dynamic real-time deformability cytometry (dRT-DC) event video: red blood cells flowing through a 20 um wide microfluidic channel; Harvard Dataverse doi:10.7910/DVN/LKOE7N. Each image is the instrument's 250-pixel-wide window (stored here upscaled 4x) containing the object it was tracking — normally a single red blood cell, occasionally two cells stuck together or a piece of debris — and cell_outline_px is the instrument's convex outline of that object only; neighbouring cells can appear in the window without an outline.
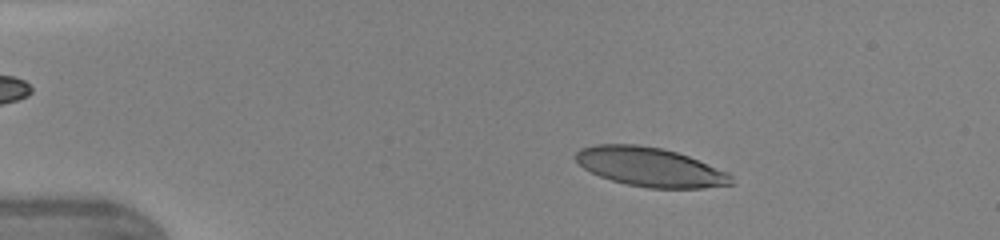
{"species": "human", "species_latin": "Homo sapiens", "temperature_condition": "warm", "stored_images_in_passage": 46, "camera_frame_rate_fps": 3000, "um_per_image_px": 0.085, "donor": {"sex": "female"}, "frame": {"image": 1, "passage_image": 8, "time_ms": 2.333, "image_size_px": [1000, 240], "cell_outline_px": [[736, 184], [704, 188], [648, 188], [628, 184], [612, 180], [600, 176], [584, 168], [576, 160], [576, 152], [580, 148], [596, 144], [636, 144], [660, 148], [676, 152], [688, 156], [728, 172], [732, 176]], "centroid_in_image_um": [55.29, 14.2], "position_along_channel_um": 29.7, "area_um2": 35.32}}
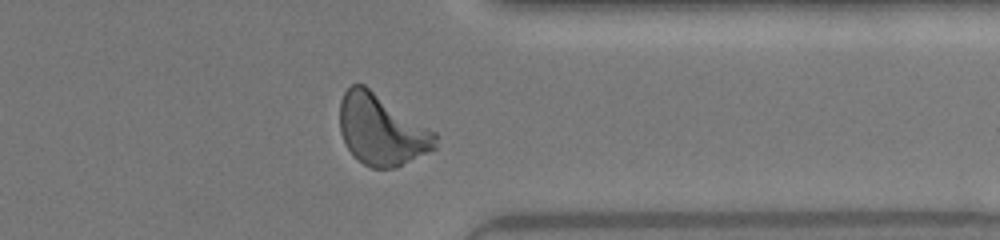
{"frame": {"image": 2, "passage_image": 37, "time_ms": 12.0, "image_size_px": [1000, 240], "cell_outline_px": [[436, 148], [396, 168], [372, 168], [356, 160], [352, 156], [340, 132], [340, 100], [344, 92], [352, 84], [364, 84], [436, 132]], "centroid_in_image_um": [32.41, 11.04], "position_along_channel_um": 379.0, "area_um2": 39.48}}
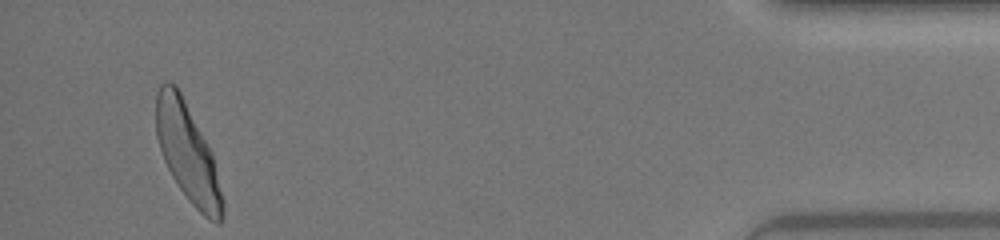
{"frame": {"image": 3, "passage_image": 44, "time_ms": 14.333, "image_size_px": [1000, 240], "cell_outline_px": [[224, 212], [220, 224], [216, 224], [208, 220], [188, 200], [172, 176], [164, 160], [156, 136], [156, 92], [160, 84], [164, 80], [168, 80], [176, 84], [208, 144], [212, 156], [224, 200]], "centroid_in_image_um": [15.94, 12.98], "position_along_channel_um": 419.3, "area_um2": 37.86}, "authors_computed_cell_mechanics": {"area_um2": 37.5989, "velocity_mm_per_s": 4.3498, "shape_relaxation_time_tau1_ms": 3.5089, "shape_relaxation_time_tau2_ms": null, "deformation_change_tau1": 0.191, "deformation_change_tau2": null}}